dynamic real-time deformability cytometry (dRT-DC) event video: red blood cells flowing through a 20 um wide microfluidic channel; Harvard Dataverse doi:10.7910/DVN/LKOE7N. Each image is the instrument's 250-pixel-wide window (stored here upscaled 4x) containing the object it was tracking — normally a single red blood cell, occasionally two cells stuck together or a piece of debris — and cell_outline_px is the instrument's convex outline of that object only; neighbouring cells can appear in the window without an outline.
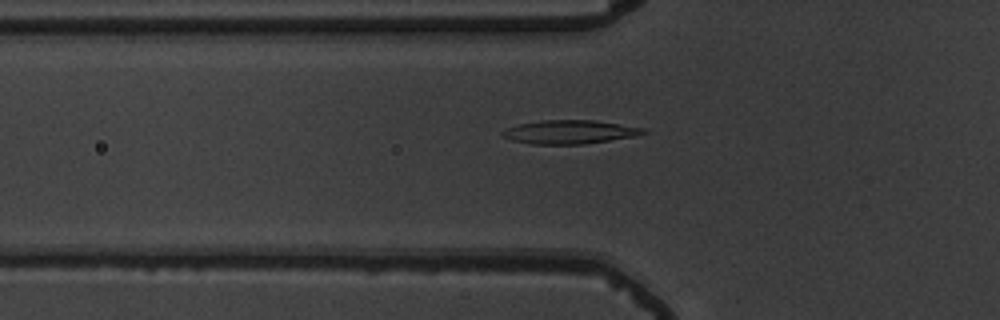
{"species": "common noctule bat (a hibernating species)", "species_latin": "Nyctalus noctula", "temperature_condition": "warm", "stored_images_in_passage": 46, "camera_frame_rate_fps": 3000, "um_per_image_px": 0.085, "animal": {"sex": "male", "body_mass_g": 19.5, "forearm_length_mm": 54.6}, "frame": {"image": 1, "passage_image": 10, "time_ms": 3.0, "image_size_px": [1000, 320], "cell_outline_px": [[648, 132], [636, 136], [584, 144], [532, 144], [512, 140], [500, 136], [500, 132], [508, 128], [520, 124], [544, 120], [592, 120], [644, 128]], "centroid_in_image_um": [48.41, 11.22], "position_along_channel_um": 77.4, "area_um2": 19.25}}
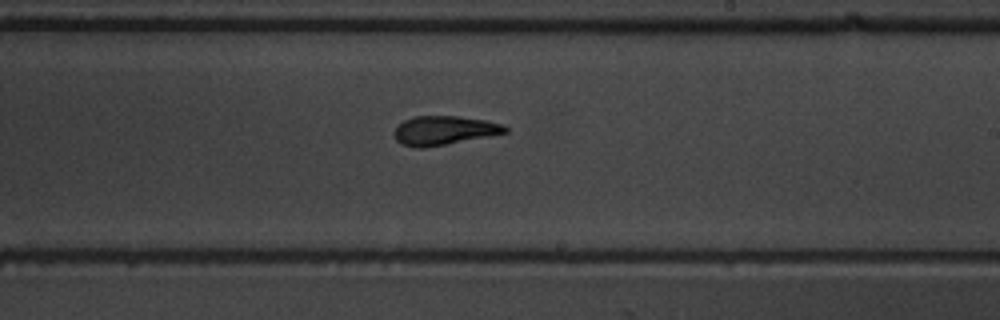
{"frame": {"image": 2, "passage_image": 24, "time_ms": 7.667, "image_size_px": [1000, 320], "cell_outline_px": [[508, 132], [424, 148], [416, 148], [400, 144], [396, 140], [396, 128], [404, 120], [412, 116], [456, 116], [484, 120], [500, 124], [508, 128]], "centroid_in_image_um": [37.71, 11.09], "position_along_channel_um": 251.3, "area_um2": 18.38}}
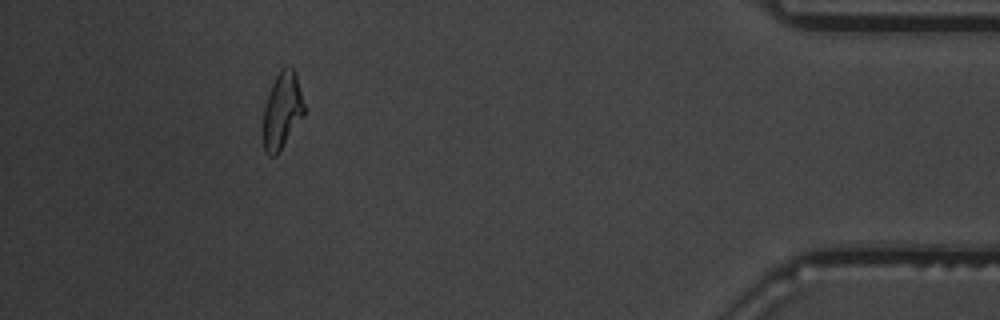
{"frame": {"image": 3, "passage_image": 41, "time_ms": 13.333, "image_size_px": [1000, 320], "cell_outline_px": [[304, 116], [280, 152], [276, 156], [268, 156], [264, 148], [264, 108], [268, 92], [280, 68], [288, 64], [296, 72], [304, 104]], "centroid_in_image_um": [24.0, 9.38], "position_along_channel_um": 411.2, "area_um2": 18.44}, "authors_computed_cell_mechanics": {"area_um2": 18.6116, "velocity_mm_per_s": 3.7198, "shape_relaxation_time_tau1_ms": 6.2471, "shape_relaxation_time_tau2_ms": 2.996, "deformation_change_tau1": 0.2094, "deformation_change_tau2": 0.1045}}